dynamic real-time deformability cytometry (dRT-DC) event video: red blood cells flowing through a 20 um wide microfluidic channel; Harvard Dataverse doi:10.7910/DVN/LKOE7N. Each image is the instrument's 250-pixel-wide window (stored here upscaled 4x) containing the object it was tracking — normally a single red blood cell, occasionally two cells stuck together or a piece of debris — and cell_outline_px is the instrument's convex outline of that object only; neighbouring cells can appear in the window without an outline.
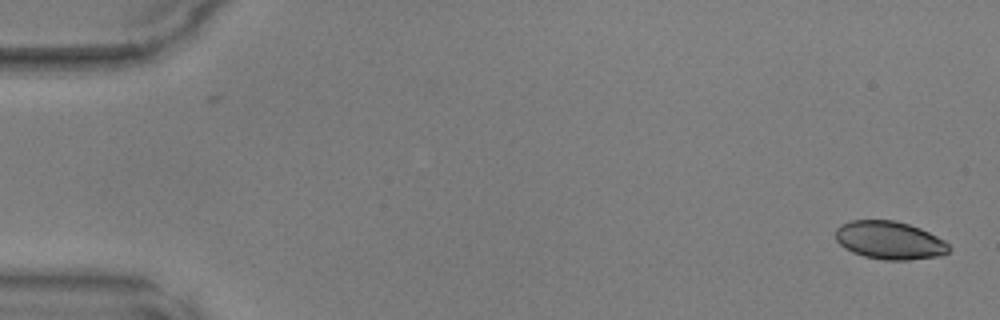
{"species": "common noctule bat (a hibernating species)", "species_latin": "Nyctalus noctula", "temperature_condition": "warm", "stored_images_in_passage": 23, "camera_frame_rate_fps": 3000, "um_per_image_px": 0.085, "animal": {"sex": "male", "body_mass_g": 17.9, "forearm_length_mm": 54.2}, "frame": {"image": 1, "passage_image": 1, "time_ms": 0.0, "image_size_px": [1000, 320], "cell_outline_px": [[952, 248], [948, 252], [940, 256], [908, 260], [884, 260], [864, 256], [852, 252], [844, 248], [836, 240], [836, 228], [840, 224], [852, 220], [896, 220], [920, 228], [944, 240]], "centroid_in_image_um": [75.61, 20.42], "position_along_channel_um": 9.4, "area_um2": 25.26}}
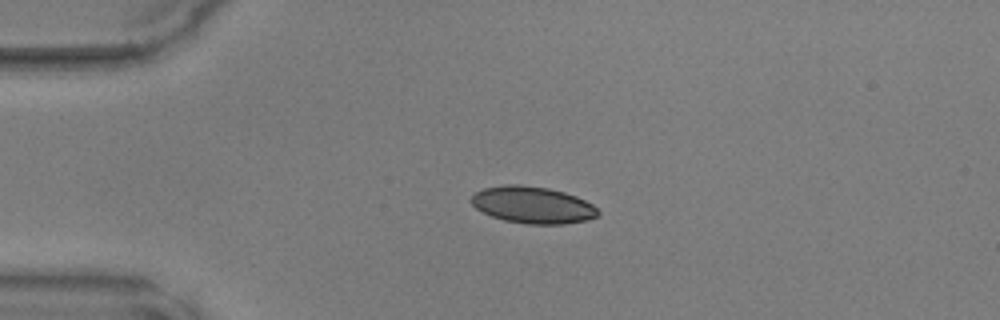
{"frame": {"image": 2, "passage_image": 11, "time_ms": 3.333, "image_size_px": [1000, 320], "cell_outline_px": [[600, 212], [596, 216], [588, 220], [564, 224], [528, 224], [504, 220], [492, 216], [476, 208], [472, 204], [472, 196], [476, 192], [484, 188], [504, 184], [520, 184], [548, 188], [564, 192], [576, 196], [592, 204]], "centroid_in_image_um": [45.29, 17.41], "position_along_channel_um": 39.7, "area_um2": 27.11}}